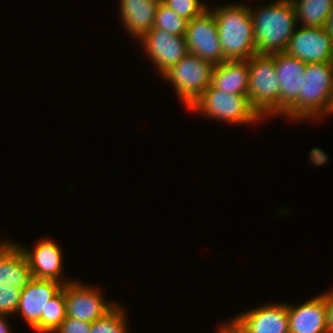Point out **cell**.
<instances>
[{"mask_svg":"<svg viewBox=\"0 0 333 333\" xmlns=\"http://www.w3.org/2000/svg\"><path fill=\"white\" fill-rule=\"evenodd\" d=\"M257 54L285 52L298 22L291 0H276L259 11L250 9Z\"/></svg>","mask_w":333,"mask_h":333,"instance_id":"obj_1","label":"cell"},{"mask_svg":"<svg viewBox=\"0 0 333 333\" xmlns=\"http://www.w3.org/2000/svg\"><path fill=\"white\" fill-rule=\"evenodd\" d=\"M20 248L26 255L32 278L55 280L64 284L70 282L60 281L63 270L62 252L51 239L39 240L32 251L21 246Z\"/></svg>","mask_w":333,"mask_h":333,"instance_id":"obj_14","label":"cell"},{"mask_svg":"<svg viewBox=\"0 0 333 333\" xmlns=\"http://www.w3.org/2000/svg\"><path fill=\"white\" fill-rule=\"evenodd\" d=\"M248 100L261 118L279 115L280 82L275 69V53L256 54L247 59Z\"/></svg>","mask_w":333,"mask_h":333,"instance_id":"obj_4","label":"cell"},{"mask_svg":"<svg viewBox=\"0 0 333 333\" xmlns=\"http://www.w3.org/2000/svg\"><path fill=\"white\" fill-rule=\"evenodd\" d=\"M92 323L66 317L53 333H89Z\"/></svg>","mask_w":333,"mask_h":333,"instance_id":"obj_25","label":"cell"},{"mask_svg":"<svg viewBox=\"0 0 333 333\" xmlns=\"http://www.w3.org/2000/svg\"><path fill=\"white\" fill-rule=\"evenodd\" d=\"M214 64L188 53L177 64L162 74V78L174 85L181 101L189 108L211 85Z\"/></svg>","mask_w":333,"mask_h":333,"instance_id":"obj_6","label":"cell"},{"mask_svg":"<svg viewBox=\"0 0 333 333\" xmlns=\"http://www.w3.org/2000/svg\"><path fill=\"white\" fill-rule=\"evenodd\" d=\"M122 306L116 305L103 317L92 322L89 333H127L128 328Z\"/></svg>","mask_w":333,"mask_h":333,"instance_id":"obj_21","label":"cell"},{"mask_svg":"<svg viewBox=\"0 0 333 333\" xmlns=\"http://www.w3.org/2000/svg\"><path fill=\"white\" fill-rule=\"evenodd\" d=\"M289 333H328L324 296L314 297L300 306L287 304Z\"/></svg>","mask_w":333,"mask_h":333,"instance_id":"obj_15","label":"cell"},{"mask_svg":"<svg viewBox=\"0 0 333 333\" xmlns=\"http://www.w3.org/2000/svg\"><path fill=\"white\" fill-rule=\"evenodd\" d=\"M64 283L32 278L22 290L16 313L36 332L45 333V307L62 289Z\"/></svg>","mask_w":333,"mask_h":333,"instance_id":"obj_9","label":"cell"},{"mask_svg":"<svg viewBox=\"0 0 333 333\" xmlns=\"http://www.w3.org/2000/svg\"><path fill=\"white\" fill-rule=\"evenodd\" d=\"M305 63L333 62V40L324 27L296 28L285 51Z\"/></svg>","mask_w":333,"mask_h":333,"instance_id":"obj_11","label":"cell"},{"mask_svg":"<svg viewBox=\"0 0 333 333\" xmlns=\"http://www.w3.org/2000/svg\"><path fill=\"white\" fill-rule=\"evenodd\" d=\"M22 290L0 285V316L14 315L17 311Z\"/></svg>","mask_w":333,"mask_h":333,"instance_id":"obj_24","label":"cell"},{"mask_svg":"<svg viewBox=\"0 0 333 333\" xmlns=\"http://www.w3.org/2000/svg\"><path fill=\"white\" fill-rule=\"evenodd\" d=\"M324 29L329 34L330 38L333 40V6L329 12V16L325 21Z\"/></svg>","mask_w":333,"mask_h":333,"instance_id":"obj_28","label":"cell"},{"mask_svg":"<svg viewBox=\"0 0 333 333\" xmlns=\"http://www.w3.org/2000/svg\"><path fill=\"white\" fill-rule=\"evenodd\" d=\"M97 288H90L73 280L64 284L66 317L94 322L108 313L116 304L105 302Z\"/></svg>","mask_w":333,"mask_h":333,"instance_id":"obj_10","label":"cell"},{"mask_svg":"<svg viewBox=\"0 0 333 333\" xmlns=\"http://www.w3.org/2000/svg\"><path fill=\"white\" fill-rule=\"evenodd\" d=\"M244 333H289L287 304H268L255 307L234 317Z\"/></svg>","mask_w":333,"mask_h":333,"instance_id":"obj_13","label":"cell"},{"mask_svg":"<svg viewBox=\"0 0 333 333\" xmlns=\"http://www.w3.org/2000/svg\"><path fill=\"white\" fill-rule=\"evenodd\" d=\"M307 63L288 55L286 52L275 53V69L280 82L279 115L299 120V91L301 76Z\"/></svg>","mask_w":333,"mask_h":333,"instance_id":"obj_7","label":"cell"},{"mask_svg":"<svg viewBox=\"0 0 333 333\" xmlns=\"http://www.w3.org/2000/svg\"><path fill=\"white\" fill-rule=\"evenodd\" d=\"M66 318V304L63 289L45 307V333H53Z\"/></svg>","mask_w":333,"mask_h":333,"instance_id":"obj_22","label":"cell"},{"mask_svg":"<svg viewBox=\"0 0 333 333\" xmlns=\"http://www.w3.org/2000/svg\"><path fill=\"white\" fill-rule=\"evenodd\" d=\"M248 81L247 60L224 61L214 66L211 86L226 93L247 95Z\"/></svg>","mask_w":333,"mask_h":333,"instance_id":"obj_18","label":"cell"},{"mask_svg":"<svg viewBox=\"0 0 333 333\" xmlns=\"http://www.w3.org/2000/svg\"><path fill=\"white\" fill-rule=\"evenodd\" d=\"M297 22L304 27H324L333 6V0H291Z\"/></svg>","mask_w":333,"mask_h":333,"instance_id":"obj_19","label":"cell"},{"mask_svg":"<svg viewBox=\"0 0 333 333\" xmlns=\"http://www.w3.org/2000/svg\"><path fill=\"white\" fill-rule=\"evenodd\" d=\"M140 41L161 75L188 54L185 36L165 30L152 28Z\"/></svg>","mask_w":333,"mask_h":333,"instance_id":"obj_12","label":"cell"},{"mask_svg":"<svg viewBox=\"0 0 333 333\" xmlns=\"http://www.w3.org/2000/svg\"><path fill=\"white\" fill-rule=\"evenodd\" d=\"M216 19L223 62L247 60L257 54L252 16L248 6L235 4L210 9Z\"/></svg>","mask_w":333,"mask_h":333,"instance_id":"obj_2","label":"cell"},{"mask_svg":"<svg viewBox=\"0 0 333 333\" xmlns=\"http://www.w3.org/2000/svg\"><path fill=\"white\" fill-rule=\"evenodd\" d=\"M200 111L209 118L220 121L252 124L260 121V115L252 108L248 95L226 93L211 85L188 108ZM258 120V121H257Z\"/></svg>","mask_w":333,"mask_h":333,"instance_id":"obj_5","label":"cell"},{"mask_svg":"<svg viewBox=\"0 0 333 333\" xmlns=\"http://www.w3.org/2000/svg\"><path fill=\"white\" fill-rule=\"evenodd\" d=\"M185 39L188 53L210 61L214 65L223 62L216 19L210 10L188 21Z\"/></svg>","mask_w":333,"mask_h":333,"instance_id":"obj_8","label":"cell"},{"mask_svg":"<svg viewBox=\"0 0 333 333\" xmlns=\"http://www.w3.org/2000/svg\"><path fill=\"white\" fill-rule=\"evenodd\" d=\"M322 295L326 301L328 333H333V290Z\"/></svg>","mask_w":333,"mask_h":333,"instance_id":"obj_26","label":"cell"},{"mask_svg":"<svg viewBox=\"0 0 333 333\" xmlns=\"http://www.w3.org/2000/svg\"><path fill=\"white\" fill-rule=\"evenodd\" d=\"M161 0H120L123 24L134 38L140 40L153 28L156 9Z\"/></svg>","mask_w":333,"mask_h":333,"instance_id":"obj_17","label":"cell"},{"mask_svg":"<svg viewBox=\"0 0 333 333\" xmlns=\"http://www.w3.org/2000/svg\"><path fill=\"white\" fill-rule=\"evenodd\" d=\"M161 2L188 21L202 15L208 9L207 4L204 5L200 0H161Z\"/></svg>","mask_w":333,"mask_h":333,"instance_id":"obj_23","label":"cell"},{"mask_svg":"<svg viewBox=\"0 0 333 333\" xmlns=\"http://www.w3.org/2000/svg\"><path fill=\"white\" fill-rule=\"evenodd\" d=\"M299 91V120L333 114V62L307 63Z\"/></svg>","mask_w":333,"mask_h":333,"instance_id":"obj_3","label":"cell"},{"mask_svg":"<svg viewBox=\"0 0 333 333\" xmlns=\"http://www.w3.org/2000/svg\"><path fill=\"white\" fill-rule=\"evenodd\" d=\"M218 333H244L239 326L232 320L228 324L221 325Z\"/></svg>","mask_w":333,"mask_h":333,"instance_id":"obj_27","label":"cell"},{"mask_svg":"<svg viewBox=\"0 0 333 333\" xmlns=\"http://www.w3.org/2000/svg\"><path fill=\"white\" fill-rule=\"evenodd\" d=\"M0 244V285L23 290L32 279L26 255L19 244Z\"/></svg>","mask_w":333,"mask_h":333,"instance_id":"obj_16","label":"cell"},{"mask_svg":"<svg viewBox=\"0 0 333 333\" xmlns=\"http://www.w3.org/2000/svg\"><path fill=\"white\" fill-rule=\"evenodd\" d=\"M187 25L188 20L180 17L160 1L156 9L153 28L165 30L177 36H185Z\"/></svg>","mask_w":333,"mask_h":333,"instance_id":"obj_20","label":"cell"},{"mask_svg":"<svg viewBox=\"0 0 333 333\" xmlns=\"http://www.w3.org/2000/svg\"><path fill=\"white\" fill-rule=\"evenodd\" d=\"M7 316H0V333H10V327L7 325Z\"/></svg>","mask_w":333,"mask_h":333,"instance_id":"obj_29","label":"cell"}]
</instances>
